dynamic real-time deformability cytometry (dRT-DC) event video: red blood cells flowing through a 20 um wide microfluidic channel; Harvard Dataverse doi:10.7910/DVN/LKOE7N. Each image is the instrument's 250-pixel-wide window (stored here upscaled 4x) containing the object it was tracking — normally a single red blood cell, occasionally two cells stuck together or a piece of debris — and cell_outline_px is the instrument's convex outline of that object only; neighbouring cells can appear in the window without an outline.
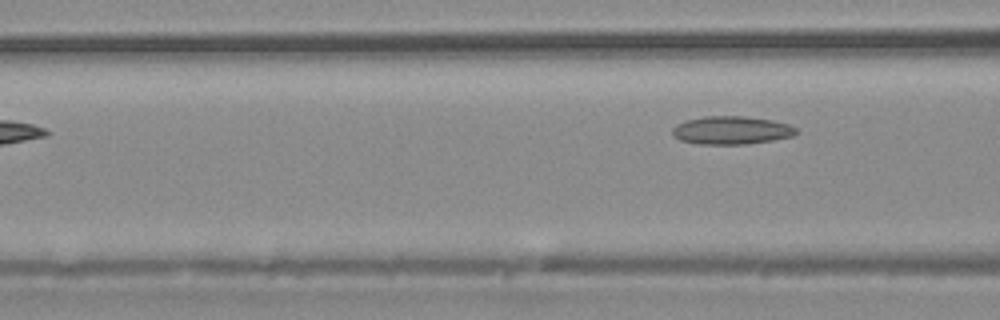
{"species": "common noctule bat (a hibernating species)", "species_latin": "Nyctalus noctula", "temperature_condition": "warm", "stored_images_in_passage": 4, "camera_frame_rate_fps": 3000, "um_per_image_px": 0.085, "animal": {"sex": "male", "body_mass_g": 20.4}, "frame": {"image": 1, "passage_image": 4, "time_ms": 5.0, "image_size_px": [1000, 320], "cell_outline_px": [[800, 132], [792, 136], [772, 140], [748, 144], [696, 144], [680, 140], [672, 136], [672, 128], [676, 124], [688, 120], [704, 116], [744, 116], [772, 120], [788, 124], [796, 128]], "centroid_in_image_um": [62.16, 11.08], "position_along_channel_um": 104.4, "area_um2": 20.4}}